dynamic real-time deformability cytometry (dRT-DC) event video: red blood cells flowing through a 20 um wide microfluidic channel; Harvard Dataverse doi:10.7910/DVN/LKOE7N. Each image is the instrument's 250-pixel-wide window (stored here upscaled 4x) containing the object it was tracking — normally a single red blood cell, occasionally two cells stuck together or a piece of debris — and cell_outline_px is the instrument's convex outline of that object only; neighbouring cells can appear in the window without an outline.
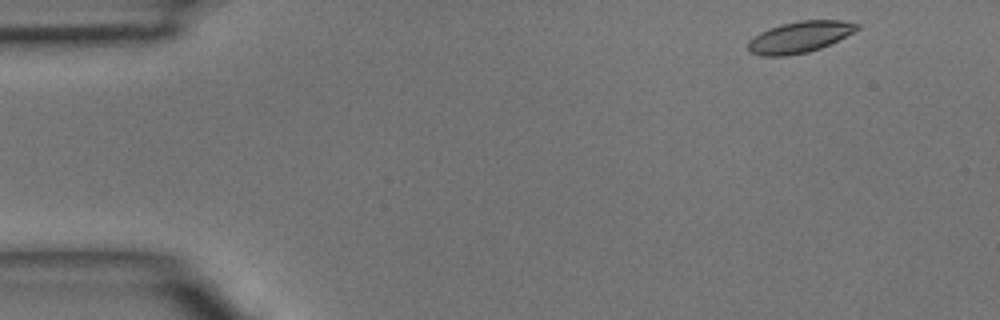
{"species": "common noctule bat (a hibernating species)", "species_latin": "Nyctalus noctula", "temperature_condition": "room temperature", "stored_images_in_passage": 9, "camera_frame_rate_fps": 3000, "um_per_image_px": 0.085, "animal": {"sex": "male", "body_mass_g": 15.6}, "frame": {"image": 1, "passage_image": 1, "time_ms": 0.0, "image_size_px": [1000, 320], "cell_outline_px": [[860, 28], [820, 48], [808, 52], [784, 56], [764, 56], [748, 52], [748, 40], [760, 32], [768, 28], [780, 24], [800, 20], [840, 20], [860, 24]], "centroid_in_image_um": [67.91, 3.14], "position_along_channel_um": 17.1, "area_um2": 19.77}}